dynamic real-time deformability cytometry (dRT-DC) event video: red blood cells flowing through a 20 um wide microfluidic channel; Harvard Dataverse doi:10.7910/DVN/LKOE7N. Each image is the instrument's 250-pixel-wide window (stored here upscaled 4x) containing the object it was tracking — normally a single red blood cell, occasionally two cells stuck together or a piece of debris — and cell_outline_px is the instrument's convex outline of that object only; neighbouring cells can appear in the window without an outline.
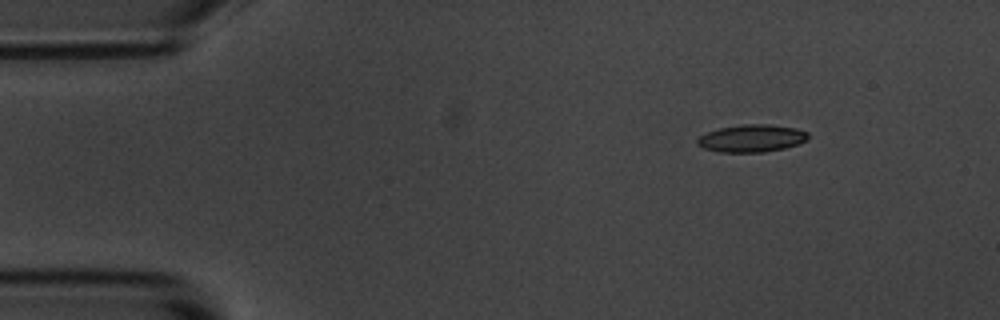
{"species": "common noctule bat (a hibernating species)", "species_latin": "Nyctalus noctula", "temperature_condition": "room temperature", "stored_images_in_passage": 6, "camera_frame_rate_fps": 3000, "um_per_image_px": 0.085, "animal": {"sex": "male", "body_mass_g": 20.1, "forearm_length_mm": 53.5}, "frame": {"image": 1, "passage_image": 2, "time_ms": 1.333, "image_size_px": [1000, 320], "cell_outline_px": [[808, 140], [784, 148], [764, 152], [720, 152], [704, 148], [696, 144], [696, 140], [700, 136], [708, 132], [720, 128], [744, 124], [768, 124], [796, 128], [808, 132]], "centroid_in_image_um": [63.89, 11.75], "position_along_channel_um": 21.1, "area_um2": 17.63}}
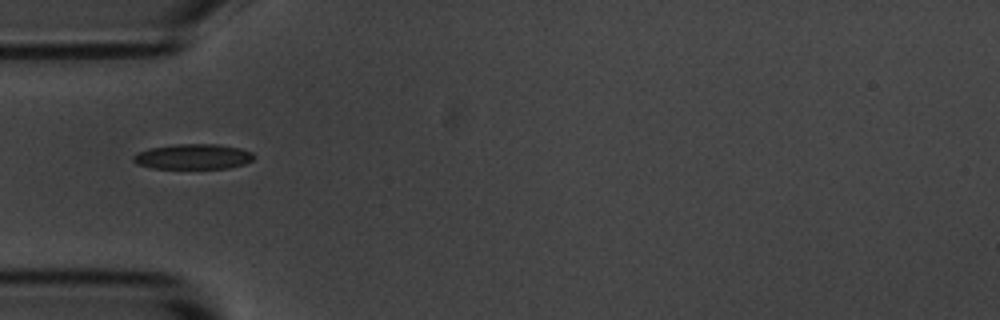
{"frame": {"image": 2, "passage_image": 5, "time_ms": 4.667, "image_size_px": [1000, 320], "cell_outline_px": [[256, 156], [252, 160], [244, 164], [228, 168], [152, 168], [136, 164], [132, 160], [132, 156], [136, 152], [148, 148], [176, 144], [216, 144], [240, 148], [252, 152]], "centroid_in_image_um": [16.38, 13.31], "position_along_channel_um": 68.6, "area_um2": 17.86}}